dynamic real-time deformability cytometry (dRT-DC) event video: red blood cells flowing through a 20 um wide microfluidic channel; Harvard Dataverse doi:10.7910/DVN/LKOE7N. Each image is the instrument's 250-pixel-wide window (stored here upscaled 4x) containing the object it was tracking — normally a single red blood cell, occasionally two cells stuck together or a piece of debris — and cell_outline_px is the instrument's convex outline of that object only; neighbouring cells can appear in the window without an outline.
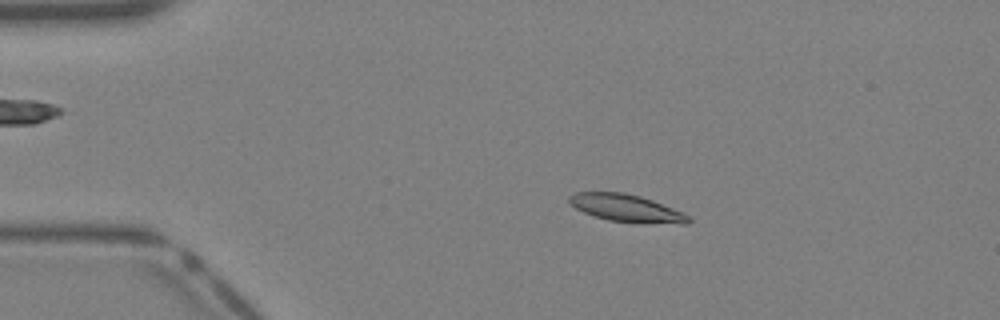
{"species": "Egyptian fruit bat (a non-hibernating species)", "species_latin": "Rousettus aegyptiacus", "temperature_condition": "warm", "stored_images_in_passage": 35, "camera_frame_rate_fps": 3000, "um_per_image_px": 0.085, "animal": {"sex": "female"}, "frame": {"image": 1, "passage_image": 3, "time_ms": 0.667, "image_size_px": [1000, 320], "cell_outline_px": [[692, 220], [688, 224], [684, 224], [608, 220], [584, 212], [576, 208], [568, 200], [568, 196], [576, 192], [624, 192], [640, 196], [652, 200], [684, 212]], "centroid_in_image_um": [53.26, 17.67], "position_along_channel_um": 31.7, "area_um2": 18.67}}
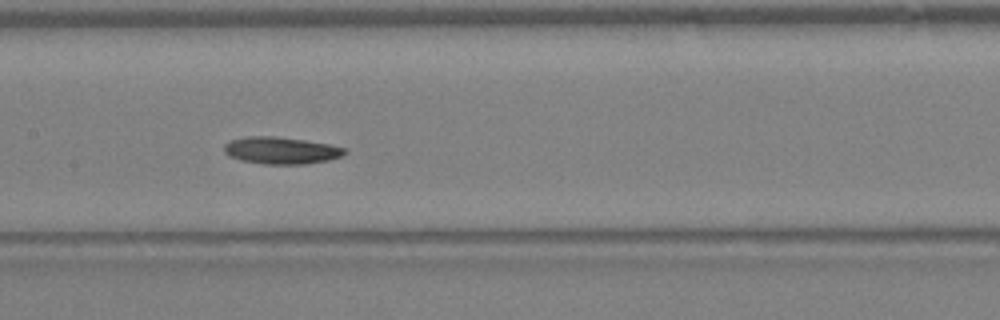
{"frame": {"image": 2, "passage_image": 15, "time_ms": 4.667, "image_size_px": [1000, 320], "cell_outline_px": [[348, 152], [344, 156], [328, 160], [304, 164], [264, 164], [240, 160], [228, 156], [224, 152], [224, 144], [232, 140], [248, 136], [276, 136], [304, 140], [328, 144], [344, 148]], "centroid_in_image_um": [23.89, 12.79], "position_along_channel_um": 183.5, "area_um2": 19.02}}
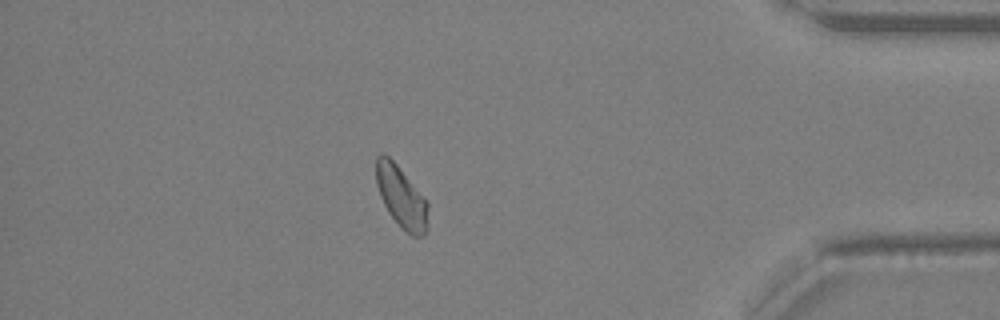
{"frame": {"image": 3, "passage_image": 30, "time_ms": 9.667, "image_size_px": [1000, 320], "cell_outline_px": [[428, 228], [424, 236], [412, 236], [400, 228], [388, 212], [380, 196], [376, 184], [376, 156], [380, 152], [384, 152], [396, 164], [428, 200]], "centroid_in_image_um": [34.13, 16.76], "position_along_channel_um": 401.1, "area_um2": 19.02}}